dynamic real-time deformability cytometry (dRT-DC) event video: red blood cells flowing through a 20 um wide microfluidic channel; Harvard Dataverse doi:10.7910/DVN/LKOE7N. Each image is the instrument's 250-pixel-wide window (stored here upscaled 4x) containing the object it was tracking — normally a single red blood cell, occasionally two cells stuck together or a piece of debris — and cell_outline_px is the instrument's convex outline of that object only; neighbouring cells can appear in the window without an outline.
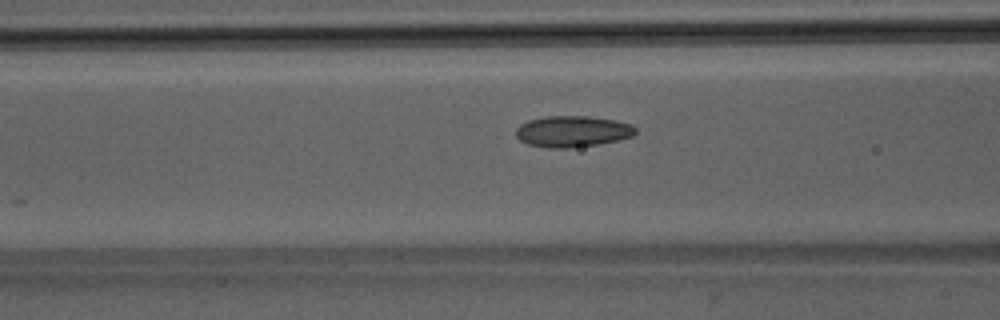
{"species": "Egyptian fruit bat (a non-hibernating species)", "species_latin": "Rousettus aegyptiacus", "temperature_condition": "room temperature", "stored_images_in_passage": 29, "camera_frame_rate_fps": 3000, "um_per_image_px": 0.085, "animal": {"sex": "male"}, "frame": {"image": 1, "passage_image": 16, "time_ms": 5.0, "image_size_px": [1000, 320], "cell_outline_px": [[636, 132], [632, 136], [600, 144], [568, 148], [548, 148], [528, 144], [520, 140], [516, 136], [516, 128], [520, 124], [528, 120], [548, 116], [588, 116], [616, 120], [632, 124], [636, 128]], "centroid_in_image_um": [48.66, 11.17], "position_along_channel_um": 117.9, "area_um2": 21.79}}